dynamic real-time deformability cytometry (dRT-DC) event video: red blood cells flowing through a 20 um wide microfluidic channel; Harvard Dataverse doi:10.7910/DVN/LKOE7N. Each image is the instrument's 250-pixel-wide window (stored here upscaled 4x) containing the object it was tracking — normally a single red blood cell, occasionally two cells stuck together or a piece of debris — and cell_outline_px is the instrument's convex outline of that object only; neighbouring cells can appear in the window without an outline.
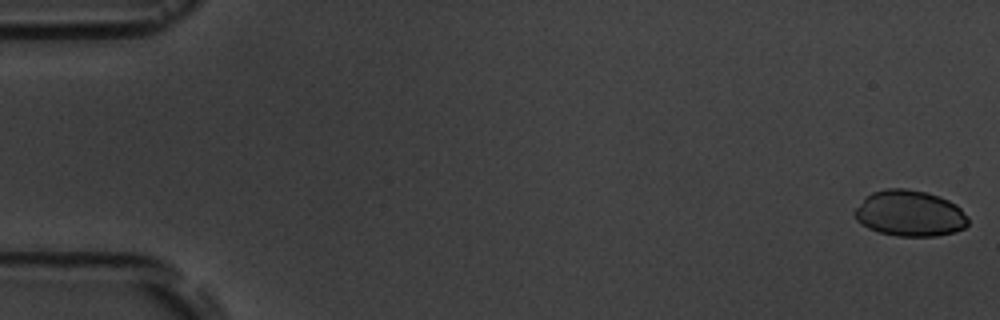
{"species": "common noctule bat (a hibernating species)", "species_latin": "Nyctalus noctula", "temperature_condition": "room temperature", "stored_images_in_passage": 10, "camera_frame_rate_fps": 3000, "um_per_image_px": 0.085, "animal": {"sex": "male", "body_mass_g": 19.5, "forearm_length_mm": 54.6}, "frame": {"image": 1, "passage_image": 1, "time_ms": 0.0, "image_size_px": [1000, 320], "cell_outline_px": [[968, 224], [964, 228], [956, 232], [936, 236], [896, 236], [880, 232], [868, 228], [860, 224], [856, 220], [852, 212], [864, 196], [872, 192], [884, 188], [904, 188], [924, 192], [940, 196], [956, 204], [968, 216]], "centroid_in_image_um": [77.3, 18.13], "position_along_channel_um": 7.7, "area_um2": 30.81}}